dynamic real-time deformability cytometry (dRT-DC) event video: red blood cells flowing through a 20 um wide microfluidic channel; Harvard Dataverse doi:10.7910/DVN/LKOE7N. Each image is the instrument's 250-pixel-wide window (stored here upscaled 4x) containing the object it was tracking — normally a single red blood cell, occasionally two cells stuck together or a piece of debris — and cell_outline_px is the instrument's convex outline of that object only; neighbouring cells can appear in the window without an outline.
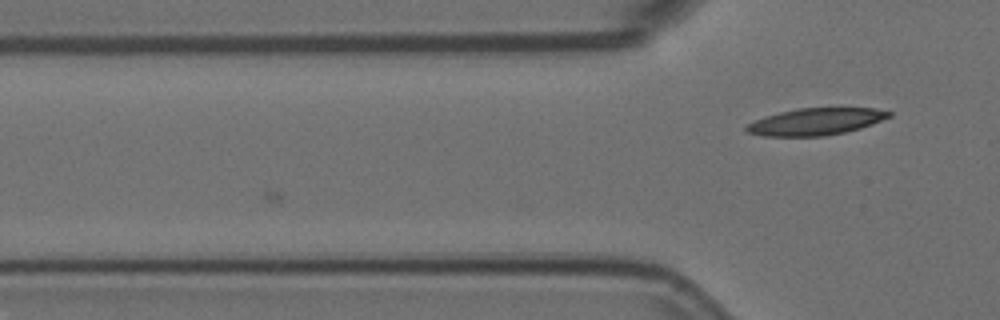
{"species": "Egyptian fruit bat (a non-hibernating species)", "species_latin": "Rousettus aegyptiacus", "temperature_condition": "room temperature", "stored_images_in_passage": 4, "camera_frame_rate_fps": 3000, "um_per_image_px": 0.085, "animal": {"sex": "female"}, "frame": {"image": 1, "passage_image": 4, "time_ms": 1.0, "image_size_px": [1000, 320], "cell_outline_px": [[892, 116], [872, 124], [860, 128], [844, 132], [824, 136], [764, 136], [748, 132], [744, 128], [748, 124], [764, 116], [796, 108], [876, 108], [892, 112]], "centroid_in_image_um": [69.36, 10.33], "position_along_channel_um": 56.4, "area_um2": 22.31}}